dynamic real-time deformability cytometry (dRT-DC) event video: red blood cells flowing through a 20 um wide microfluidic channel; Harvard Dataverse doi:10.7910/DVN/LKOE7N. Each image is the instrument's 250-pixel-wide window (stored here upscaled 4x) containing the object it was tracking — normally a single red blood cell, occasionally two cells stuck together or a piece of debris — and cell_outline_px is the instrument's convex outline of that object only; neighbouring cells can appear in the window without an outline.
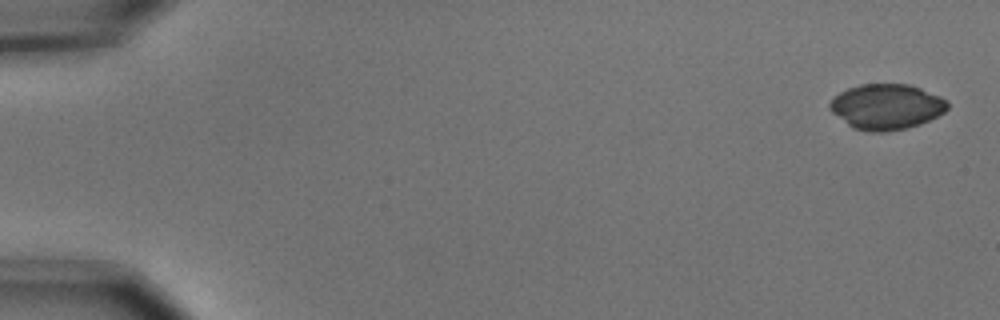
{"species": "common noctule bat (a hibernating species)", "species_latin": "Nyctalus noctula", "temperature_condition": "cold", "stored_images_in_passage": 6, "camera_frame_rate_fps": 3000, "um_per_image_px": 0.085, "animal": {"sex": "male", "body_mass_g": 15.6}, "frame": {"image": 1, "passage_image": 1, "time_ms": 0.0, "image_size_px": [1000, 320], "cell_outline_px": [[948, 108], [944, 112], [920, 124], [904, 128], [880, 132], [872, 132], [856, 128], [848, 124], [832, 112], [828, 108], [828, 104], [840, 92], [848, 88], [860, 84], [908, 84], [920, 88], [940, 96], [948, 100]], "centroid_in_image_um": [75.36, 9.05], "position_along_channel_um": 9.6, "area_um2": 30.81}}